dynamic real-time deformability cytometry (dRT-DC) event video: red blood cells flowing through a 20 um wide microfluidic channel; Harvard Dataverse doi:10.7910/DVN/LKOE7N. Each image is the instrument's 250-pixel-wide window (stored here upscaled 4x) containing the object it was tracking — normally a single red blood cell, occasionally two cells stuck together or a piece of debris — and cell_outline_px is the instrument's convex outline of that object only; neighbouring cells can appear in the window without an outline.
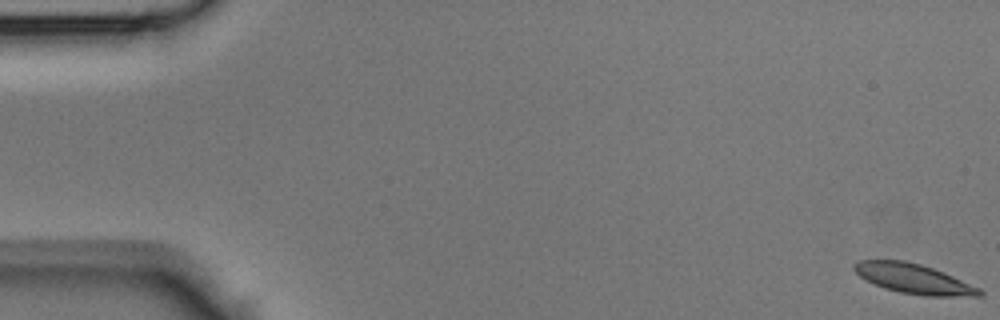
{"species": "Egyptian fruit bat (a non-hibernating species)", "species_latin": "Rousettus aegyptiacus", "temperature_condition": "room temperature", "stored_images_in_passage": 15, "camera_frame_rate_fps": 3000, "um_per_image_px": 0.085, "animal": {"sex": "male"}, "frame": {"image": 1, "passage_image": 1, "time_ms": 0.0, "image_size_px": [1000, 320], "cell_outline_px": [[984, 292], [980, 296], [924, 296], [900, 292], [884, 288], [860, 276], [852, 268], [852, 264], [860, 260], [904, 260], [920, 264], [944, 272], [980, 288]], "centroid_in_image_um": [77.67, 23.69], "position_along_channel_um": 7.3, "area_um2": 21.62}}